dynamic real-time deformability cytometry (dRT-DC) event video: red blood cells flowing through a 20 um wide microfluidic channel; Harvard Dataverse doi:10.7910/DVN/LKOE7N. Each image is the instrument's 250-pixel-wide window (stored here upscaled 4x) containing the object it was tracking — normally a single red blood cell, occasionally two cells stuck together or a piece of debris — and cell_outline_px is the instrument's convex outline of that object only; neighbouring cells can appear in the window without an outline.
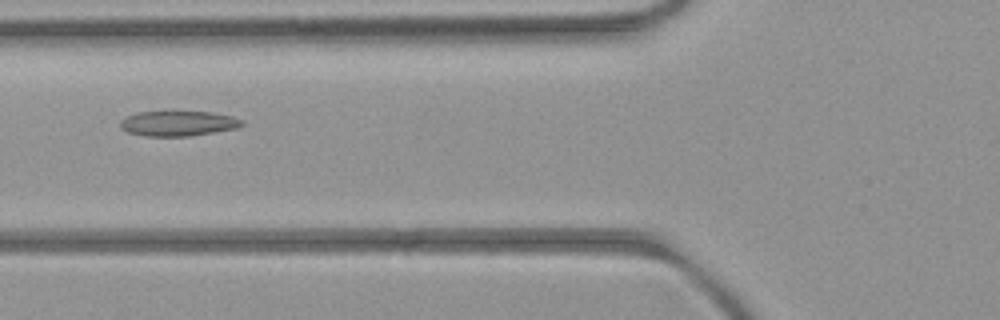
{"species": "common noctule bat (a hibernating species)", "species_latin": "Nyctalus noctula", "temperature_condition": "room temperature", "stored_images_in_passage": 3, "camera_frame_rate_fps": 3000, "um_per_image_px": 0.085, "animal": {"sex": "female", "body_mass_g": 21.9}, "frame": {"image": 1, "passage_image": 3, "time_ms": 2.333, "image_size_px": [1000, 320], "cell_outline_px": [[244, 124], [236, 128], [192, 136], [144, 136], [128, 132], [120, 128], [120, 120], [136, 112], [164, 108], [172, 108], [212, 112], [232, 116], [244, 120]], "centroid_in_image_um": [15.11, 10.42], "position_along_channel_um": 110.7, "area_um2": 19.02}}